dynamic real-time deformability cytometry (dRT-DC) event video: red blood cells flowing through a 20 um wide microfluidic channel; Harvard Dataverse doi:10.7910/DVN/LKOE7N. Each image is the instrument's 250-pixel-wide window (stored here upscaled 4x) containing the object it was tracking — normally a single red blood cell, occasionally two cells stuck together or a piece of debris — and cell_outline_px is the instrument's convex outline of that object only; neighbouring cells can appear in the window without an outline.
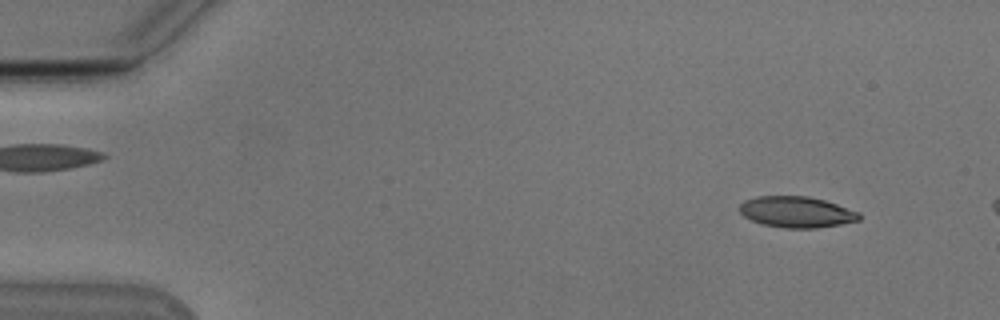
{"species": "Egyptian fruit bat (a non-hibernating species)", "species_latin": "Rousettus aegyptiacus", "temperature_condition": "cold", "stored_images_in_passage": 11, "camera_frame_rate_fps": 3000, "um_per_image_px": 0.085, "animal": {"sex": "male"}, "frame": {"image": 1, "passage_image": 4, "time_ms": 1.0, "image_size_px": [1000, 320], "cell_outline_px": [[860, 220], [840, 224], [816, 228], [784, 228], [764, 224], [752, 220], [744, 216], [740, 212], [740, 204], [744, 200], [756, 196], [808, 196], [824, 200], [860, 212]], "centroid_in_image_um": [67.7, 18.01], "position_along_channel_um": 17.3, "area_um2": 21.56}}